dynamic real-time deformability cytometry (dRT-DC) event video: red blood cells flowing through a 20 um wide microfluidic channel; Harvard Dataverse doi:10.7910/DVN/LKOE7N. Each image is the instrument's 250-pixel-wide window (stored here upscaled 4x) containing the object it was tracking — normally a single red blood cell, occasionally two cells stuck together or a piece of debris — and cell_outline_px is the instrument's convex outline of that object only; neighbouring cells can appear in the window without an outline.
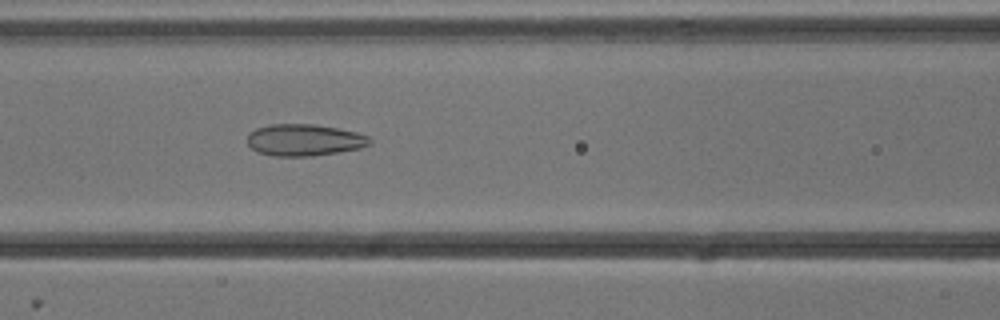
{"species": "common noctule bat (a hibernating species)", "species_latin": "Nyctalus noctula", "temperature_condition": "cold", "stored_images_in_passage": 54, "camera_frame_rate_fps": 3000, "um_per_image_px": 0.085, "animal": {"sex": "male", "body_mass_g": 13.3}, "frame": {"image": 1, "passage_image": 23, "time_ms": 7.333, "image_size_px": [1000, 320], "cell_outline_px": [[372, 144], [360, 148], [312, 156], [272, 156], [256, 152], [248, 144], [248, 132], [256, 128], [272, 124], [312, 124], [336, 128], [356, 132], [368, 136], [372, 140]], "centroid_in_image_um": [25.85, 11.9], "position_along_channel_um": 140.8, "area_um2": 22.66}}
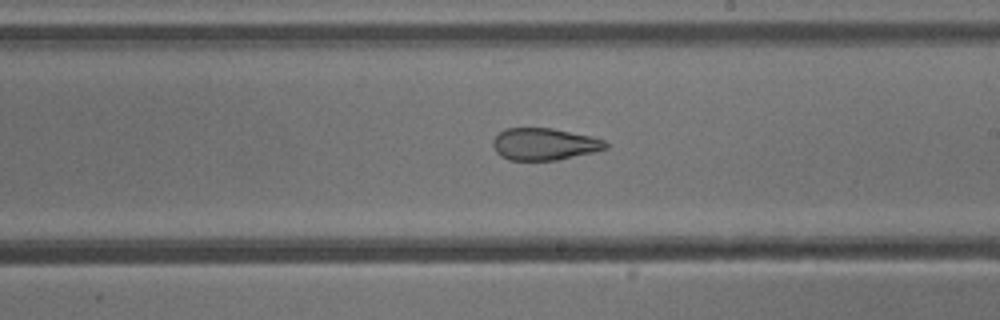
{"frame": {"image": 2, "passage_image": 31, "time_ms": 10.0, "image_size_px": [1000, 320], "cell_outline_px": [[608, 148], [596, 152], [556, 160], [508, 160], [500, 156], [496, 152], [492, 144], [492, 140], [500, 132], [508, 128], [552, 128], [592, 136], [604, 140], [608, 144]], "centroid_in_image_um": [46.28, 12.25], "position_along_channel_um": 242.7, "area_um2": 21.15}}
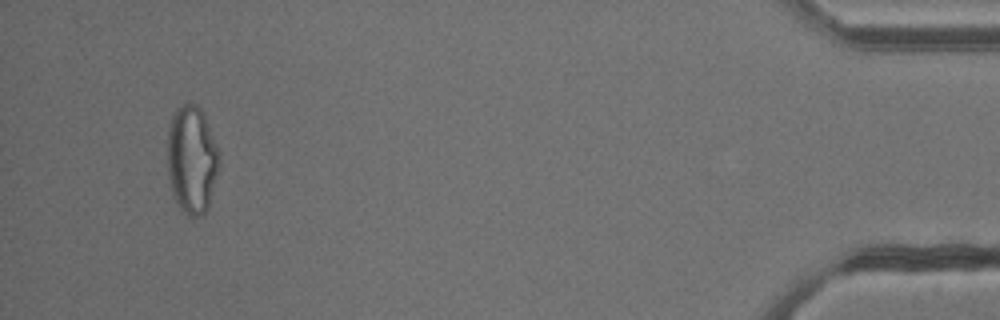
{"frame": {"image": 3, "passage_image": 51, "time_ms": 16.667, "image_size_px": [1000, 320], "cell_outline_px": [[220, 164], [208, 208], [200, 216], [188, 216], [180, 208], [172, 192], [168, 172], [168, 128], [172, 112], [176, 108], [184, 104], [196, 104], [204, 112], [220, 152]], "centroid_in_image_um": [16.32, 13.53], "position_along_channel_um": 418.9, "area_um2": 32.89}, "authors_computed_cell_mechanics": {"area_um2": 28.0619, "velocity_mm_per_s": 3.8364, "shape_relaxation_time_tau1_ms": null, "shape_relaxation_time_tau2_ms": 1.9099, "deformation_change_tau1": null, "deformation_change_tau2": 0.0962}}